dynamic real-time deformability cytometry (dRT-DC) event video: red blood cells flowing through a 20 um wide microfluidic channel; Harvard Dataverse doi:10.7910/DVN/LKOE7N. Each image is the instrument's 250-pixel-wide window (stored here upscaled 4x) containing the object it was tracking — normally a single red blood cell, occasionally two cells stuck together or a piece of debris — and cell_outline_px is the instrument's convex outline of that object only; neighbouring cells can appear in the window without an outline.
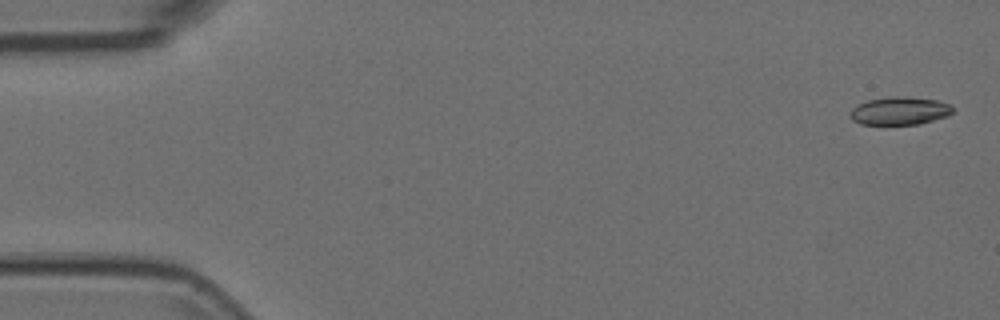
{"species": "Egyptian fruit bat (a non-hibernating species)", "species_latin": "Rousettus aegyptiacus", "temperature_condition": "room temperature", "stored_images_in_passage": 53, "camera_frame_rate_fps": 3000, "um_per_image_px": 0.085, "animal": {"sex": "female"}, "frame": {"image": 1, "passage_image": 1, "time_ms": 0.0, "image_size_px": [1000, 320], "cell_outline_px": [[952, 112], [948, 116], [920, 124], [860, 124], [852, 120], [848, 116], [848, 112], [856, 104], [868, 100], [888, 96], [904, 96], [936, 100], [952, 104]], "centroid_in_image_um": [76.43, 9.42], "position_along_channel_um": 8.6, "area_um2": 16.99}}
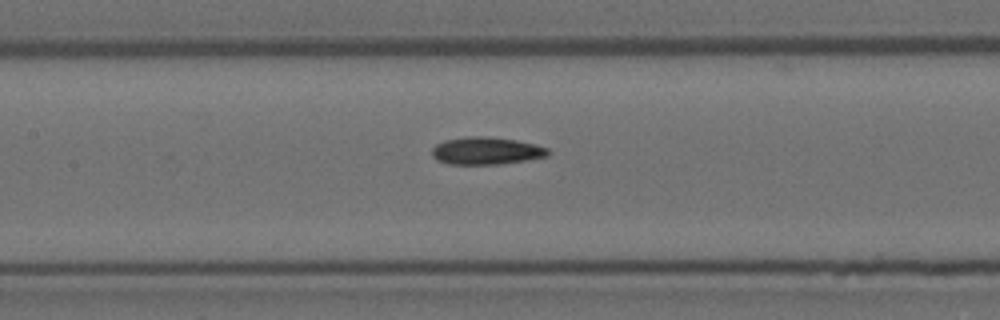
{"frame": {"image": 2, "passage_image": 24, "time_ms": 7.667, "image_size_px": [1000, 320], "cell_outline_px": [[552, 152], [548, 156], [500, 164], [448, 164], [436, 160], [432, 156], [432, 148], [436, 144], [444, 140], [464, 136], [488, 136], [516, 140], [536, 144], [548, 148]], "centroid_in_image_um": [41.32, 12.81], "position_along_channel_um": 166.1, "area_um2": 18.79}}
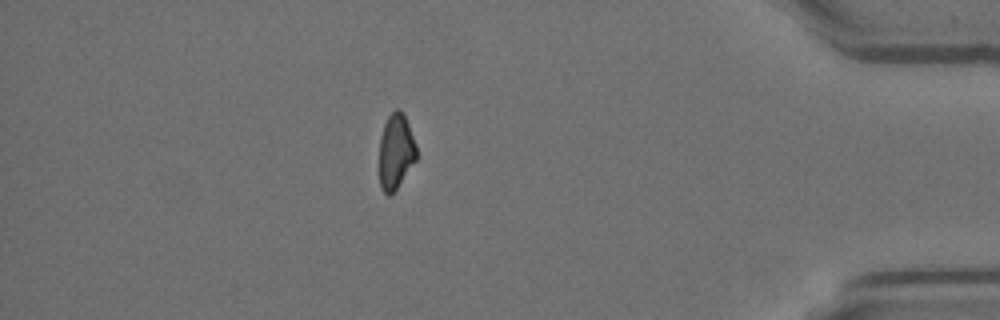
{"frame": {"image": 3, "passage_image": 46, "time_ms": 15.0, "image_size_px": [1000, 320], "cell_outline_px": [[416, 160], [396, 188], [388, 196], [380, 188], [380, 136], [384, 124], [388, 116], [396, 108], [404, 116], [408, 124], [416, 144]], "centroid_in_image_um": [33.63, 12.88], "position_along_channel_um": 401.6, "area_um2": 15.95}}